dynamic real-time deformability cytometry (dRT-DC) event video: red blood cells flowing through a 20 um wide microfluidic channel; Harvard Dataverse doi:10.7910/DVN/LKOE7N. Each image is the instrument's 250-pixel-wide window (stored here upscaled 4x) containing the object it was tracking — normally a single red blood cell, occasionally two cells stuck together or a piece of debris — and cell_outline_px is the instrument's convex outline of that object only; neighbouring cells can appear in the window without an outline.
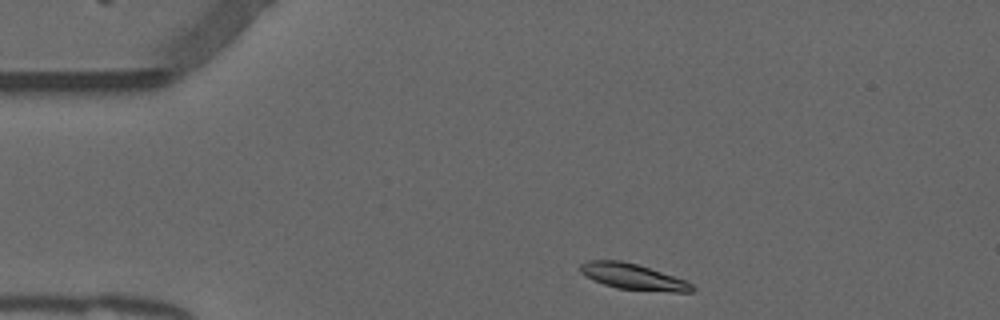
{"species": "common noctule bat (a hibernating species)", "species_latin": "Nyctalus noctula", "temperature_condition": "warm", "stored_images_in_passage": 44, "camera_frame_rate_fps": 3000, "um_per_image_px": 0.085, "animal": {"sex": "male", "forearm_length_mm": 52.5}, "frame": {"image": 1, "passage_image": 1, "time_ms": 0.0, "image_size_px": [1000, 320], "cell_outline_px": [[696, 288], [692, 292], [672, 292], [616, 288], [592, 280], [584, 276], [580, 272], [580, 264], [588, 260], [620, 260], [636, 264], [684, 280], [692, 284]], "centroid_in_image_um": [53.76, 23.52], "position_along_channel_um": 31.2, "area_um2": 16.7}}
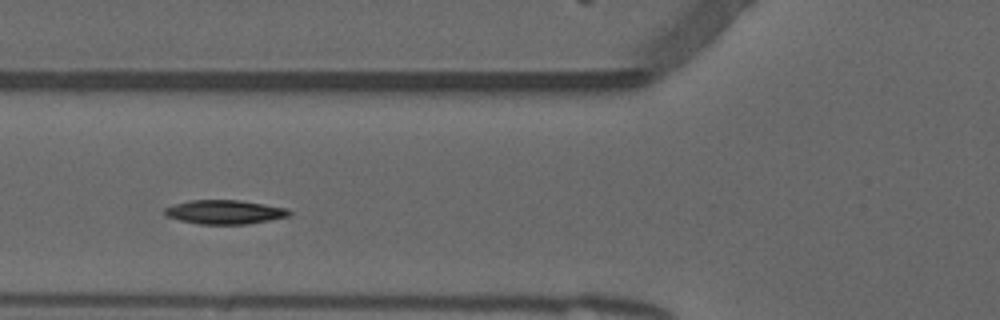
{"frame": {"image": 2, "passage_image": 11, "time_ms": 3.333, "image_size_px": [1000, 320], "cell_outline_px": [[292, 212], [288, 216], [248, 224], [200, 224], [180, 220], [168, 216], [164, 212], [164, 208], [176, 204], [192, 200], [240, 200], [288, 208]], "centroid_in_image_um": [19.13, 18.02], "position_along_channel_um": 106.7, "area_um2": 17.22}}
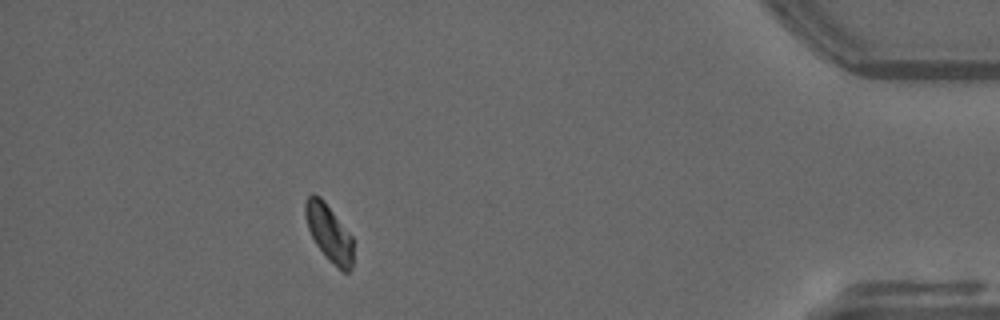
{"frame": {"image": 3, "passage_image": 39, "time_ms": 12.667, "image_size_px": [1000, 320], "cell_outline_px": [[352, 268], [348, 272], [344, 272], [328, 260], [316, 244], [308, 228], [304, 212], [304, 204], [308, 196], [312, 192], [320, 196], [324, 200], [352, 236]], "centroid_in_image_um": [27.95, 19.76], "position_along_channel_um": 407.3, "area_um2": 15.84}}